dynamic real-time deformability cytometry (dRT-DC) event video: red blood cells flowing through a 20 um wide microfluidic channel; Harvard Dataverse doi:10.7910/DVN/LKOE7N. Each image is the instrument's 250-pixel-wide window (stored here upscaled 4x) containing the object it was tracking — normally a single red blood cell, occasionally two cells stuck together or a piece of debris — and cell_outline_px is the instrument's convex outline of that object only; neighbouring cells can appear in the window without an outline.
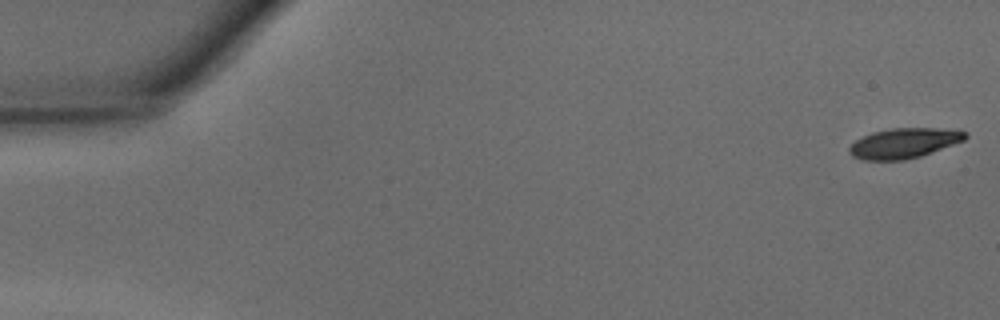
{"species": "common noctule bat (a hibernating species)", "species_latin": "Nyctalus noctula", "temperature_condition": "warm", "stored_images_in_passage": 22, "camera_frame_rate_fps": 3000, "um_per_image_px": 0.085, "animal": {"sex": "male", "body_mass_g": 15.6}, "frame": {"image": 1, "passage_image": 1, "time_ms": 0.0, "image_size_px": [1000, 320], "cell_outline_px": [[968, 136], [964, 140], [920, 156], [904, 160], [860, 160], [852, 156], [848, 152], [848, 148], [856, 140], [872, 132], [892, 128], [936, 128], [968, 132]], "centroid_in_image_um": [76.8, 12.17], "position_along_channel_um": 8.2, "area_um2": 20.17}}
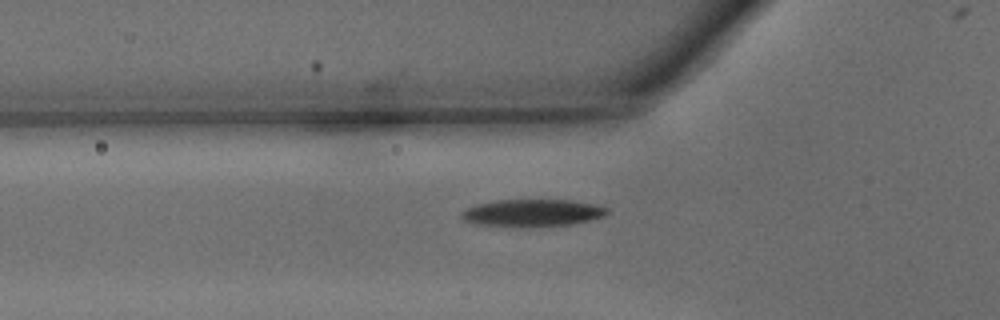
{"frame": {"image": 2, "passage_image": 16, "time_ms": 5.0, "image_size_px": [1000, 320], "cell_outline_px": [[608, 212], [604, 216], [572, 224], [472, 224], [464, 220], [460, 216], [460, 212], [464, 208], [476, 204], [496, 200], [572, 200], [592, 204], [608, 208]], "centroid_in_image_um": [45.21, 18.04], "position_along_channel_um": 80.6, "area_um2": 22.08}}
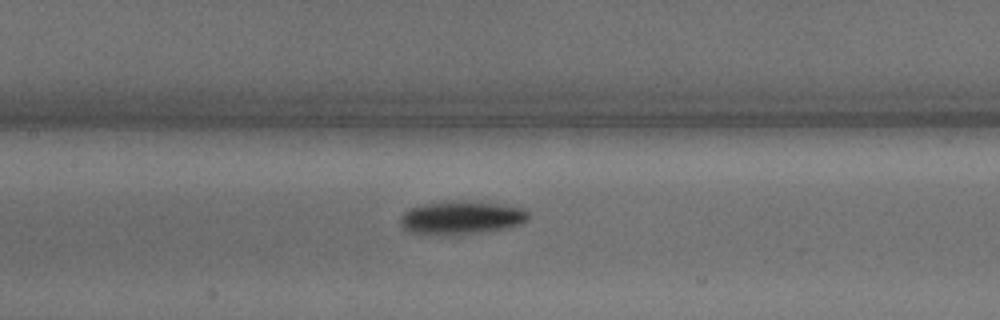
{"frame": {"image": 3, "passage_image": 22, "time_ms": 7.0, "image_size_px": [1000, 320], "cell_outline_px": [[528, 220], [520, 224], [508, 228], [480, 232], [408, 232], [400, 224], [400, 216], [408, 208], [420, 204], [464, 200], [500, 204], [520, 208], [528, 212]], "centroid_in_image_um": [39.22, 18.45], "position_along_channel_um": 168.2, "area_um2": 24.04}}